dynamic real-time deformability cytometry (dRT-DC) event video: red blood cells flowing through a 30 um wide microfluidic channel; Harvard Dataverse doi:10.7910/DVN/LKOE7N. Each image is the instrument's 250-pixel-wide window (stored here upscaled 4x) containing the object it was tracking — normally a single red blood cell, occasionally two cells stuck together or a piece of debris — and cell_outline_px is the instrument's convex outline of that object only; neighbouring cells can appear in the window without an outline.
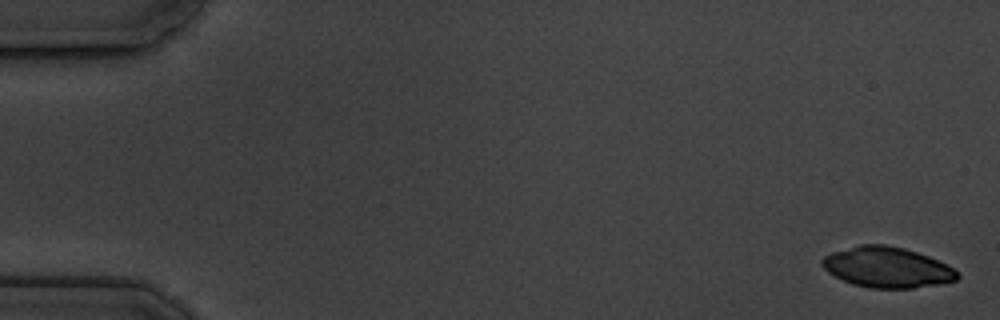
{"species": "common noctule bat (a hibernating species)", "species_latin": "Nyctalus noctula", "temperature_condition": "cold", "stored_images_in_passage": 5, "camera_frame_rate_fps": 3000, "um_per_image_px": 0.085, "animal": {"sex": "male", "body_mass_g": 19.5, "forearm_length_mm": 54.6}, "frame": {"image": 1, "passage_image": 1, "time_ms": 0.0, "image_size_px": [1000, 320], "cell_outline_px": [[960, 276], [956, 280], [940, 284], [912, 288], [872, 288], [852, 284], [828, 272], [820, 264], [820, 260], [824, 256], [832, 252], [860, 244], [884, 244], [904, 248], [928, 256], [952, 268]], "centroid_in_image_um": [75.37, 22.72], "position_along_channel_um": 9.6, "area_um2": 31.73}}